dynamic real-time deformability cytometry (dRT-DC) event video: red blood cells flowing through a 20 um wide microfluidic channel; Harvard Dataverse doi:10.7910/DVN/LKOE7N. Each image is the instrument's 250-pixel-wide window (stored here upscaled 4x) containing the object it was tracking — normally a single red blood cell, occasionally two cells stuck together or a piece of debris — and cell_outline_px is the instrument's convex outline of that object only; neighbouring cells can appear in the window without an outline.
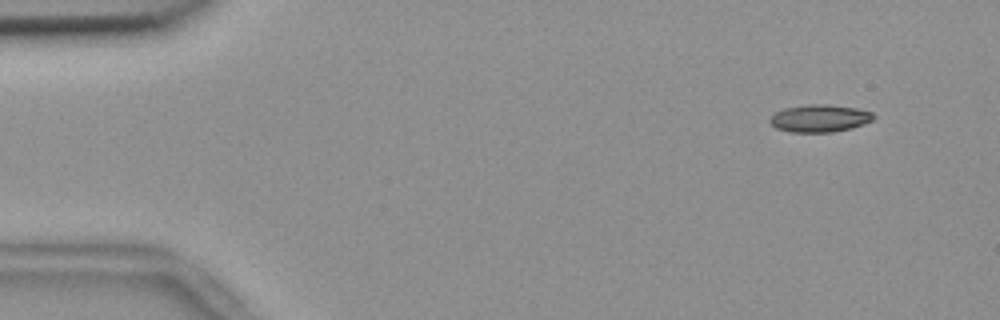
{"species": "common noctule bat (a hibernating species)", "species_latin": "Nyctalus noctula", "temperature_condition": "room temperature", "stored_images_in_passage": 56, "camera_frame_rate_fps": 3000, "um_per_image_px": 0.085, "animal": {"sex": "female", "body_mass_g": 18.4}, "frame": {"image": 1, "passage_image": 5, "time_ms": 1.333, "image_size_px": [1000, 320], "cell_outline_px": [[876, 116], [872, 120], [864, 124], [852, 128], [832, 132], [788, 132], [776, 128], [768, 120], [776, 112], [784, 108], [804, 104], [828, 104], [856, 108], [872, 112]], "centroid_in_image_um": [69.67, 10.05], "position_along_channel_um": 15.3, "area_um2": 16.7}}
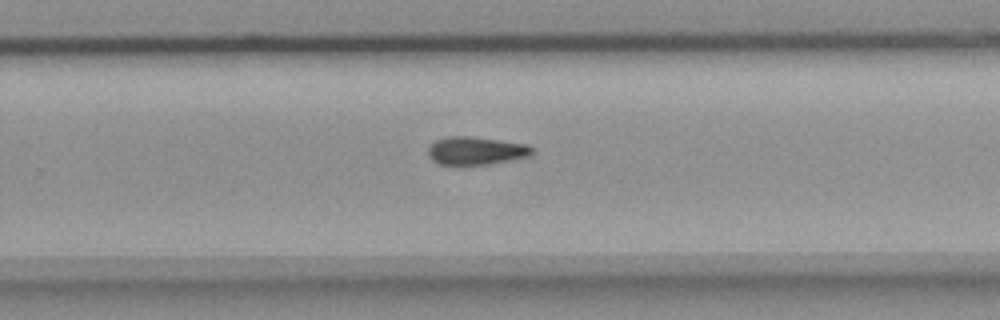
{"frame": {"image": 2, "passage_image": 36, "time_ms": 11.667, "image_size_px": [1000, 320], "cell_outline_px": [[536, 152], [532, 156], [488, 164], [440, 164], [432, 160], [428, 156], [428, 148], [436, 140], [448, 136], [468, 136], [500, 140], [528, 144], [536, 148]], "centroid_in_image_um": [40.53, 12.8], "position_along_channel_um": 289.3, "area_um2": 17.11}}
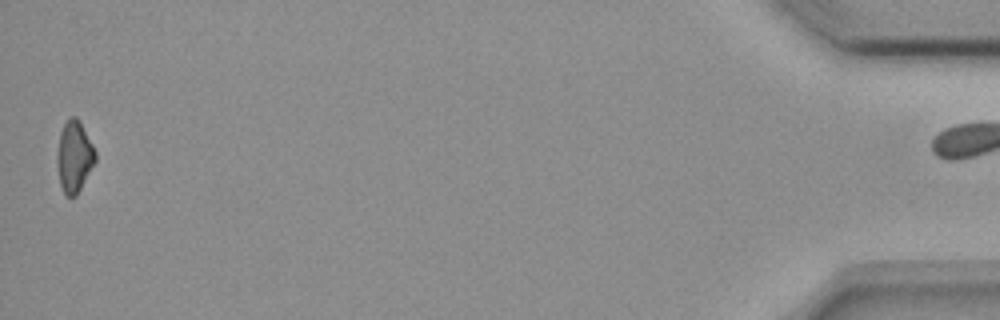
{"frame": {"image": 3, "passage_image": 55, "time_ms": 18.0, "image_size_px": [1000, 320], "cell_outline_px": [[96, 160], [76, 196], [64, 196], [60, 184], [56, 160], [56, 152], [60, 132], [68, 116], [76, 116], [80, 120], [96, 152]], "centroid_in_image_um": [6.29, 13.28], "position_along_channel_um": 428.9, "area_um2": 16.07}}